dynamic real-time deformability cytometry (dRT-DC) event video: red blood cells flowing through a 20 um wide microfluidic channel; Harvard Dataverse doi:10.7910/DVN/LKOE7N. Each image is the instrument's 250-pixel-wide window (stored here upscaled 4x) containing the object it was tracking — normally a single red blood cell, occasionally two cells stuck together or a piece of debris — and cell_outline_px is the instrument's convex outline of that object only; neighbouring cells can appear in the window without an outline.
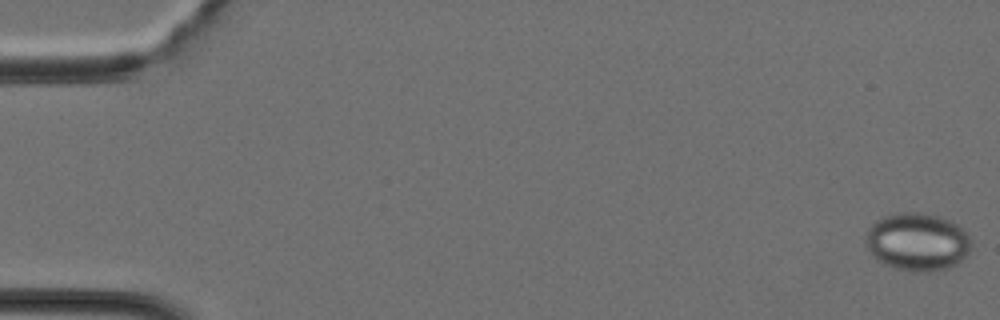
{"species": "Egyptian fruit bat (a non-hibernating species)", "species_latin": "Rousettus aegyptiacus", "temperature_condition": "cold", "stored_images_in_passage": 40, "camera_frame_rate_fps": 3000, "um_per_image_px": 0.085, "animal": {"sex": "female"}, "frame": {"image": 1, "passage_image": 1, "time_ms": 0.0, "image_size_px": [1000, 320], "cell_outline_px": [[968, 252], [952, 268], [932, 272], [912, 272], [896, 268], [884, 264], [876, 260], [868, 252], [864, 244], [864, 240], [868, 228], [876, 220], [884, 216], [896, 212], [920, 212], [940, 216], [952, 220], [968, 236]], "centroid_in_image_um": [77.9, 20.56], "position_along_channel_um": 7.1, "area_um2": 35.95}}
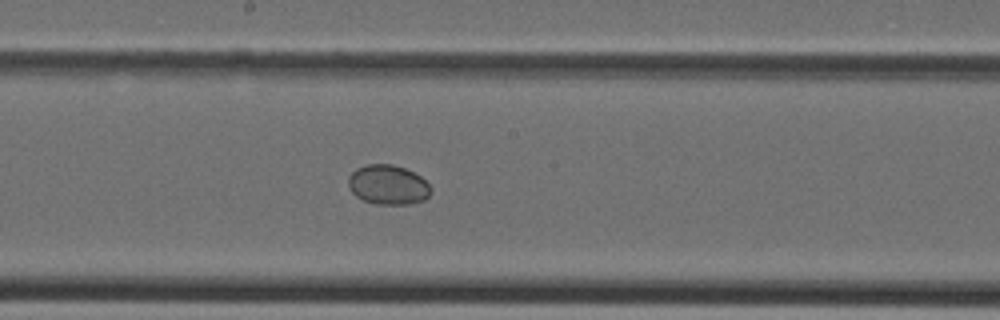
{"frame": {"image": 2, "passage_image": 22, "time_ms": 7.0, "image_size_px": [1000, 320], "cell_outline_px": [[432, 192], [424, 200], [408, 204], [376, 204], [364, 200], [356, 196], [348, 188], [348, 176], [356, 168], [368, 164], [392, 164], [404, 168], [420, 176], [432, 188]], "centroid_in_image_um": [32.97, 15.71], "position_along_channel_um": 215.2, "area_um2": 19.07}}
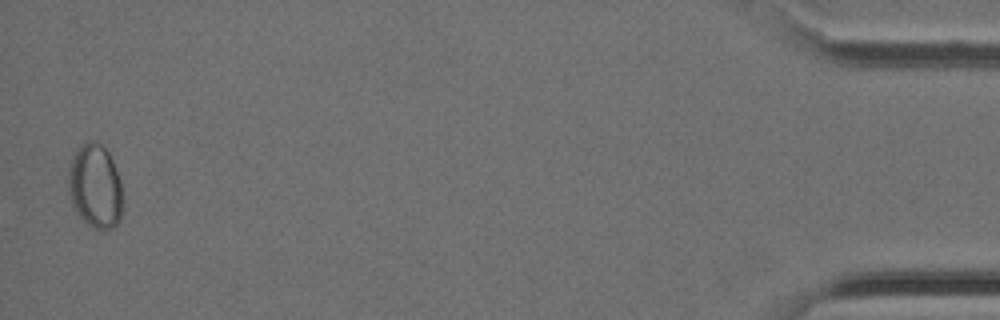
{"frame": {"image": 3, "passage_image": 40, "time_ms": 13.0, "image_size_px": [1000, 320], "cell_outline_px": [[120, 220], [112, 228], [92, 228], [80, 216], [72, 204], [68, 188], [68, 172], [76, 148], [80, 144], [88, 140], [92, 140], [100, 144], [108, 152], [112, 160], [120, 180]], "centroid_in_image_um": [8.06, 15.79], "position_along_channel_um": 427.1, "area_um2": 26.13}}